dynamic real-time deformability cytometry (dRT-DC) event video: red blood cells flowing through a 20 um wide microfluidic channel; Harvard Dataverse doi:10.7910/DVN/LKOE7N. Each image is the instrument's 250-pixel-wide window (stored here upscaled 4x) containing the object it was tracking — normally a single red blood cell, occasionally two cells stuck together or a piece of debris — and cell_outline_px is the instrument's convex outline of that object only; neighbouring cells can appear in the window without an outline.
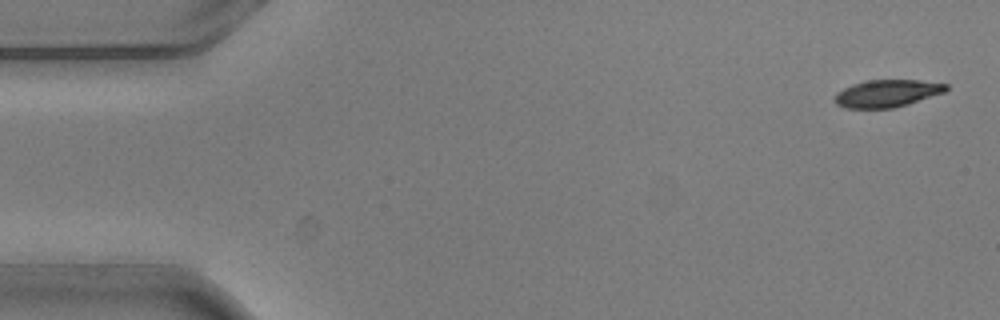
{"species": "common noctule bat (a hibernating species)", "species_latin": "Nyctalus noctula", "temperature_condition": "warm", "stored_images_in_passage": 4, "camera_frame_rate_fps": 3000, "um_per_image_px": 0.085, "animal": {"sex": "male", "body_mass_g": 20.5, "forearm_length_mm": 52.5}, "frame": {"image": 1, "passage_image": 1, "time_ms": 0.0, "image_size_px": [1000, 320], "cell_outline_px": [[948, 88], [944, 92], [908, 104], [892, 108], [848, 108], [836, 104], [836, 92], [852, 84], [864, 80], [920, 80], [948, 84]], "centroid_in_image_um": [75.4, 7.93], "position_along_channel_um": 9.6, "area_um2": 17.63}}
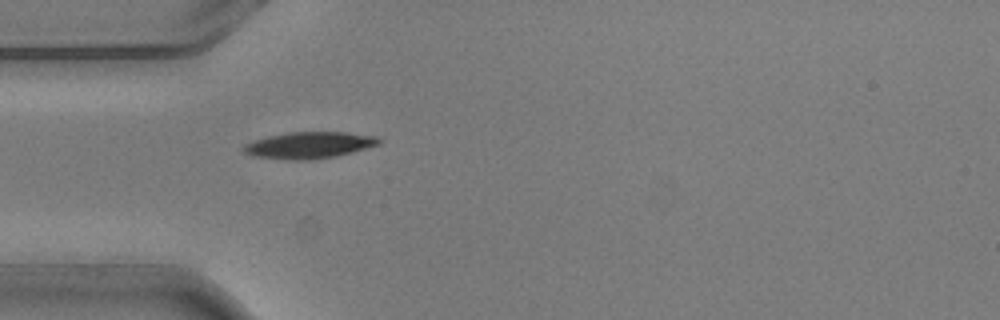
{"frame": {"image": 2, "passage_image": 4, "time_ms": 1.0, "image_size_px": [1000, 320], "cell_outline_px": [[384, 140], [380, 144], [352, 152], [336, 156], [312, 160], [284, 160], [252, 156], [244, 152], [240, 148], [244, 144], [268, 136], [288, 132], [348, 132], [380, 136]], "centroid_in_image_um": [26.31, 12.34], "position_along_channel_um": 58.7, "area_um2": 21.33}}